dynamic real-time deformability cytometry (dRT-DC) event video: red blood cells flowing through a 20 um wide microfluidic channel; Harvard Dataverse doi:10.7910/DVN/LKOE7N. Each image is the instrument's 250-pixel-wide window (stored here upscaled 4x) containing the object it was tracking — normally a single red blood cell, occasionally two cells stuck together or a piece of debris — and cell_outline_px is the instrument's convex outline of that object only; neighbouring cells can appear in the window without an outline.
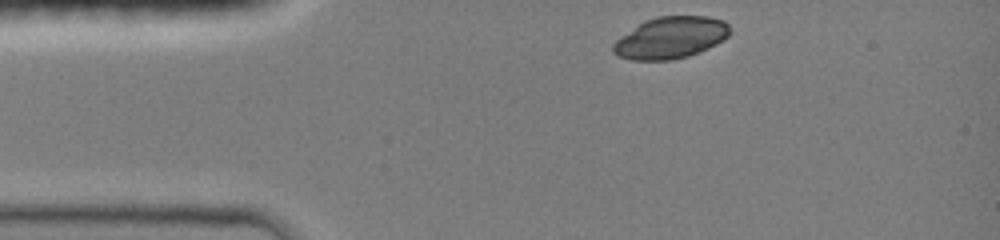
{"species": "common noctule bat (a hibernating species)", "species_latin": "Nyctalus noctula", "temperature_condition": "room temperature", "stored_images_in_passage": 34, "camera_frame_rate_fps": 3000, "um_per_image_px": 0.085, "animal": {"sex": "female", "body_mass_g": 19.0, "forearm_length_mm": 51.5}, "frame": {"image": 1, "passage_image": 1, "time_ms": 0.0, "image_size_px": [1000, 240], "cell_outline_px": [[732, 32], [728, 36], [716, 44], [688, 56], [672, 60], [632, 60], [620, 56], [612, 52], [612, 44], [616, 40], [644, 20], [656, 16], [708, 16], [724, 20], [732, 28]], "centroid_in_image_um": [57.02, 3.19], "position_along_channel_um": 28.0, "area_um2": 28.44}}